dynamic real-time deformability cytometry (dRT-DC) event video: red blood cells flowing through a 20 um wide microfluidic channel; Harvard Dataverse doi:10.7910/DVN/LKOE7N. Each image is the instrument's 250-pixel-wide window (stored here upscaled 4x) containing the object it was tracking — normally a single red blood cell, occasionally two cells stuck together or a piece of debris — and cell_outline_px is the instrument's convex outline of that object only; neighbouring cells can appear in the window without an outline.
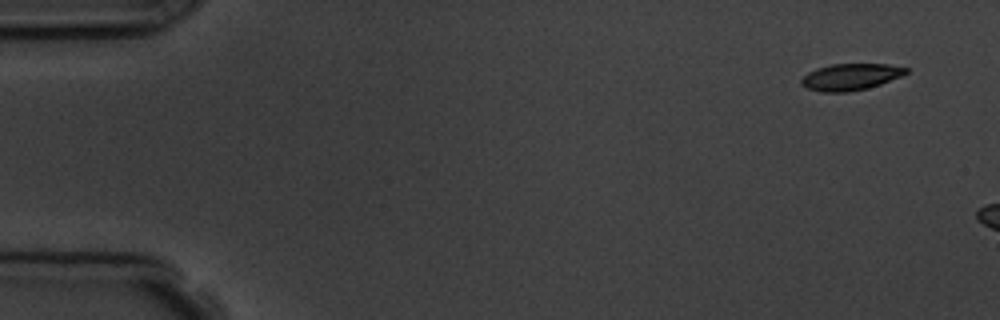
{"species": "common noctule bat (a hibernating species)", "species_latin": "Nyctalus noctula", "temperature_condition": "room temperature", "stored_images_in_passage": 3, "camera_frame_rate_fps": 3000, "um_per_image_px": 0.085, "animal": {"sex": "male", "body_mass_g": 19.5, "forearm_length_mm": 54.6}, "frame": {"image": 1, "passage_image": 1, "time_ms": 0.0, "image_size_px": [1000, 320], "cell_outline_px": [[908, 72], [900, 76], [880, 84], [868, 88], [848, 92], [820, 92], [808, 88], [800, 84], [800, 80], [808, 72], [816, 68], [832, 64], [888, 64], [908, 68]], "centroid_in_image_um": [72.27, 6.53], "position_along_channel_um": 12.7, "area_um2": 16.18}}